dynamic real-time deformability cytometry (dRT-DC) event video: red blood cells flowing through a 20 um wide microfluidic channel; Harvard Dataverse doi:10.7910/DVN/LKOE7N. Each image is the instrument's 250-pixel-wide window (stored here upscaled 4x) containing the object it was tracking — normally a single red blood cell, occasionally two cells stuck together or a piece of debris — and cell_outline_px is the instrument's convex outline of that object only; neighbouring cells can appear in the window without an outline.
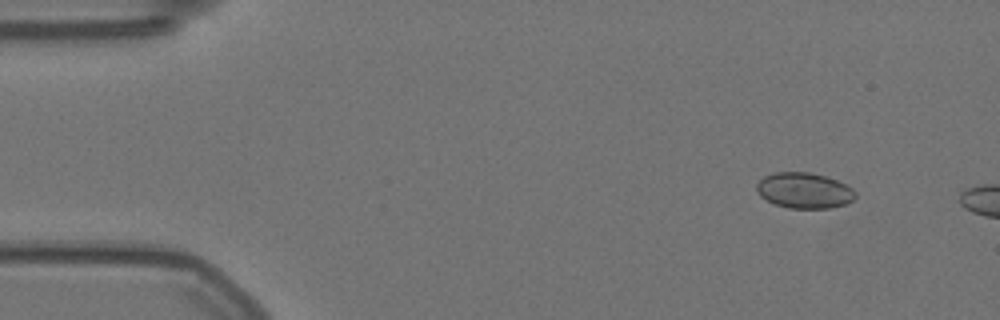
{"species": "Egyptian fruit bat (a non-hibernating species)", "species_latin": "Rousettus aegyptiacus", "temperature_condition": "warm", "stored_images_in_passage": 51, "camera_frame_rate_fps": 3000, "um_per_image_px": 0.085, "animal": {"sex": "female"}, "frame": {"image": 1, "passage_image": 5, "time_ms": 1.333, "image_size_px": [1000, 320], "cell_outline_px": [[856, 196], [852, 200], [844, 204], [828, 208], [788, 208], [776, 204], [760, 196], [756, 192], [756, 184], [764, 176], [776, 172], [808, 172], [824, 176], [848, 184], [856, 192]], "centroid_in_image_um": [68.35, 16.18], "position_along_channel_um": 16.6, "area_um2": 20.46}}
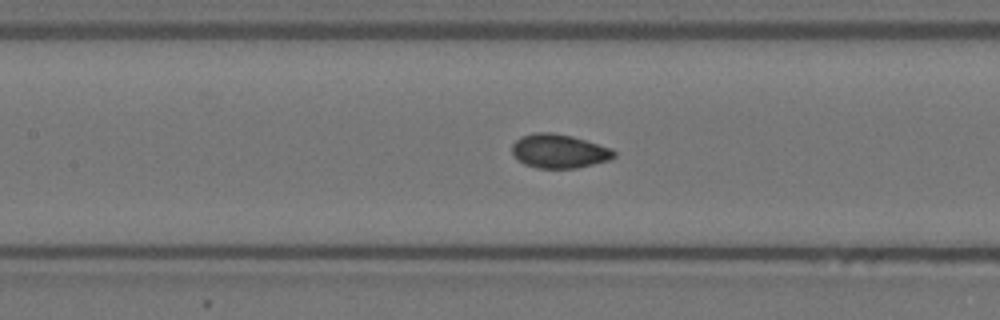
{"frame": {"image": 2, "passage_image": 25, "time_ms": 8.0, "image_size_px": [1000, 320], "cell_outline_px": [[616, 156], [608, 160], [576, 168], [536, 168], [524, 164], [512, 152], [512, 144], [520, 136], [536, 132], [552, 132], [572, 136], [612, 148], [616, 152]], "centroid_in_image_um": [47.52, 12.84], "position_along_channel_um": 159.9, "area_um2": 20.11}}
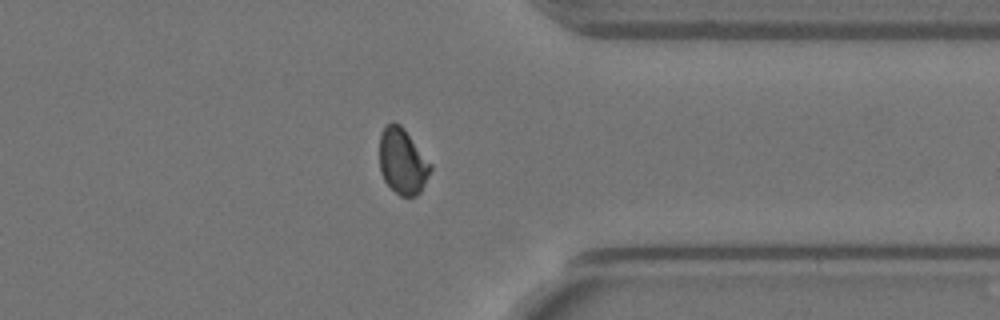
{"frame": {"image": 3, "passage_image": 44, "time_ms": 14.333, "image_size_px": [1000, 320], "cell_outline_px": [[432, 168], [420, 192], [416, 196], [400, 196], [384, 180], [380, 172], [380, 132], [392, 120], [400, 124], [404, 128], [432, 164]], "centroid_in_image_um": [34.21, 13.69], "position_along_channel_um": 377.2, "area_um2": 19.54}}